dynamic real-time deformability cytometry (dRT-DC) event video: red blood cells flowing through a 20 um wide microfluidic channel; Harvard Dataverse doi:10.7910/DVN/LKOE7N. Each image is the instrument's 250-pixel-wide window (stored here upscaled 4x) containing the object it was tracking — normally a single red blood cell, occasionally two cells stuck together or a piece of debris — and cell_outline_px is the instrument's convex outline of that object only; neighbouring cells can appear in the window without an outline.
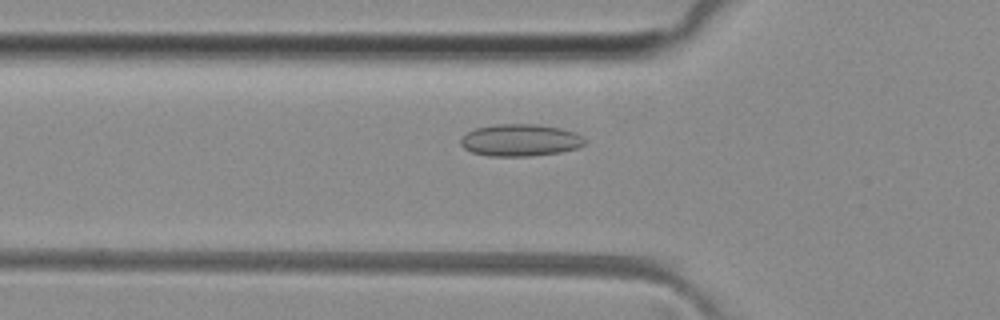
{"species": "common noctule bat (a hibernating species)", "species_latin": "Nyctalus noctula", "temperature_condition": "room temperature", "stored_images_in_passage": 37, "camera_frame_rate_fps": 3000, "um_per_image_px": 0.085, "animal": {"sex": "female", "body_mass_g": 29.2, "forearm_length_mm": 56.3}, "frame": {"image": 1, "passage_image": 4, "time_ms": 1.0, "image_size_px": [1000, 320], "cell_outline_px": [[584, 144], [580, 148], [560, 152], [528, 156], [488, 156], [472, 152], [464, 148], [460, 144], [460, 140], [468, 132], [476, 128], [496, 124], [536, 124], [560, 128], [576, 132], [584, 140]], "centroid_in_image_um": [44.22, 11.92], "position_along_channel_um": 81.6, "area_um2": 23.12}}
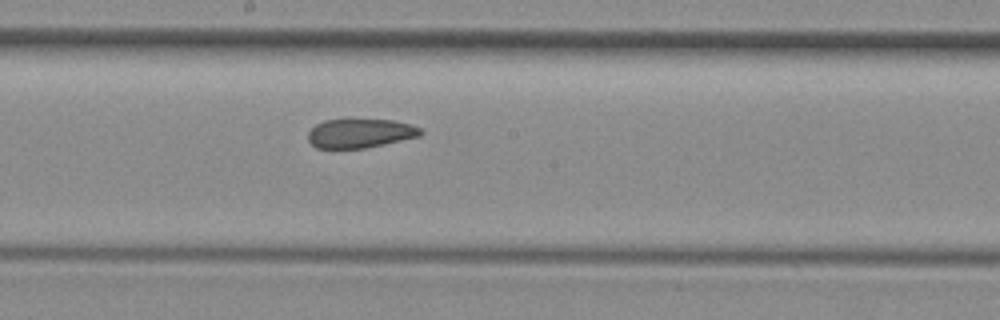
{"frame": {"image": 2, "passage_image": 14, "time_ms": 4.333, "image_size_px": [1000, 320], "cell_outline_px": [[424, 132], [420, 136], [384, 144], [364, 148], [316, 148], [308, 140], [308, 132], [316, 124], [324, 120], [392, 120], [408, 124], [420, 128]], "centroid_in_image_um": [30.6, 11.34], "position_along_channel_um": 217.6, "area_um2": 18.84}}
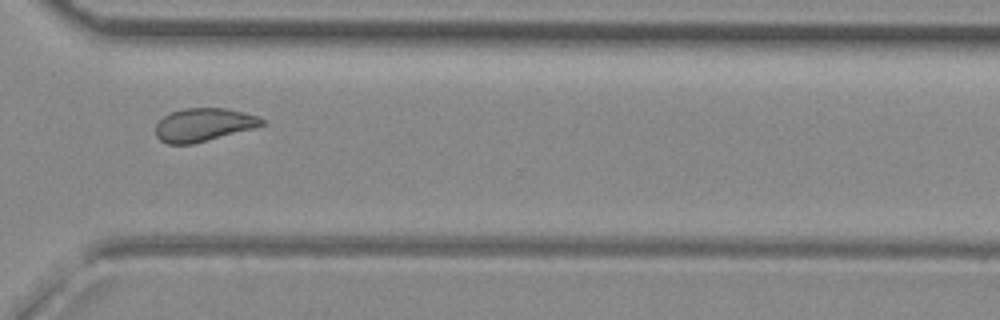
{"frame": {"image": 3, "passage_image": 24, "time_ms": 7.667, "image_size_px": [1000, 320], "cell_outline_px": [[264, 124], [252, 128], [192, 144], [168, 144], [160, 140], [156, 136], [156, 124], [164, 116], [172, 112], [184, 108], [228, 108], [260, 116], [264, 120]], "centroid_in_image_um": [17.29, 10.59], "position_along_channel_um": 353.3, "area_um2": 20.35}, "authors_computed_cell_mechanics": {"area_um2": 20.808, "velocity_mm_per_s": 4.0662, "shape_relaxation_time_tau1_ms": null, "shape_relaxation_time_tau2_ms": 2.3123, "deformation_change_tau1": null, "deformation_change_tau2": 0.0742}}